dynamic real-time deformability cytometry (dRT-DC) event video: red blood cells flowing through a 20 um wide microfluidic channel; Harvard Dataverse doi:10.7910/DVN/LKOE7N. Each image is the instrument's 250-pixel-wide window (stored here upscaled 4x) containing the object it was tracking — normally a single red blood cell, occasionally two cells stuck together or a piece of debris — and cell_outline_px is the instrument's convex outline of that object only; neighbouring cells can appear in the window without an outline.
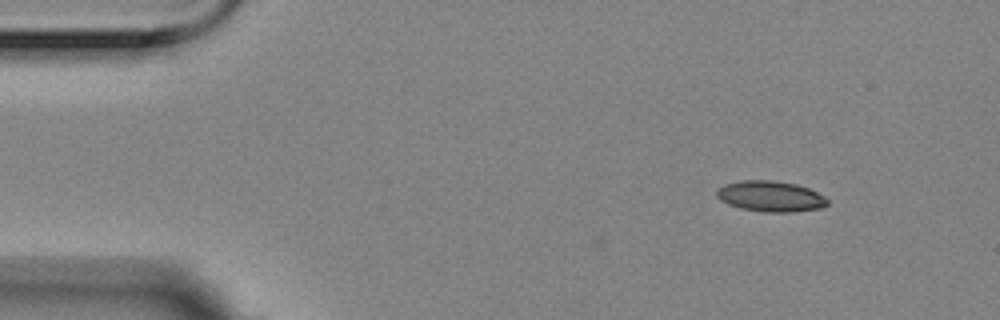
{"species": "Egyptian fruit bat (a non-hibernating species)", "species_latin": "Rousettus aegyptiacus", "temperature_condition": "room temperature", "stored_images_in_passage": 4, "camera_frame_rate_fps": 3000, "um_per_image_px": 0.085, "animal": {"sex": "female"}, "frame": {"image": 1, "passage_image": 4, "time_ms": 1.0, "image_size_px": [1000, 320], "cell_outline_px": [[828, 204], [824, 208], [792, 212], [764, 212], [740, 208], [728, 204], [720, 200], [716, 196], [716, 188], [724, 184], [740, 180], [772, 180], [796, 184], [808, 188], [824, 196], [828, 200]], "centroid_in_image_um": [65.48, 16.69], "position_along_channel_um": 19.5, "area_um2": 20.06}}